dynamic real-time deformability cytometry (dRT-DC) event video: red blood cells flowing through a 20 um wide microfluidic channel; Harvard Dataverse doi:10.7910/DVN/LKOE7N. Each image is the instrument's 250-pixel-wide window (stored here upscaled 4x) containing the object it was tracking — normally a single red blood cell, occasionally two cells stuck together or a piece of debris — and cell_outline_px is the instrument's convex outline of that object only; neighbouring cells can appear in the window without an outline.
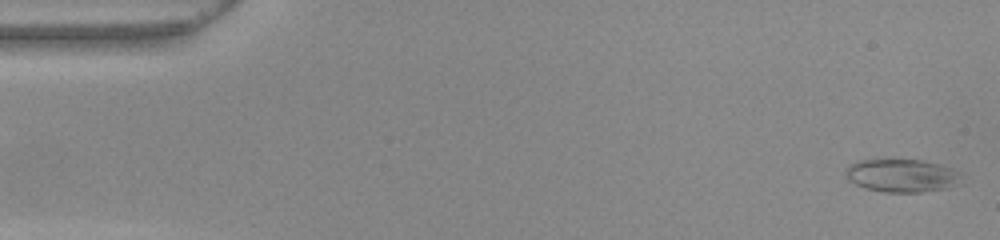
{"species": "common noctule bat (a hibernating species)", "species_latin": "Nyctalus noctula", "temperature_condition": "warm", "stored_images_in_passage": 53, "camera_frame_rate_fps": 3000, "um_per_image_px": 0.085, "animal": {"sex": "female", "body_mass_g": 22.0, "forearm_length_mm": 56.7}, "frame": {"image": 1, "passage_image": 2, "time_ms": 0.333, "image_size_px": [1000, 240], "cell_outline_px": [[960, 184], [948, 188], [920, 192], [884, 192], [864, 188], [848, 180], [844, 176], [844, 168], [848, 164], [860, 160], [880, 156], [888, 156], [924, 160], [952, 168], [960, 172]], "centroid_in_image_um": [76.58, 14.86], "position_along_channel_um": 8.4, "area_um2": 23.58}}
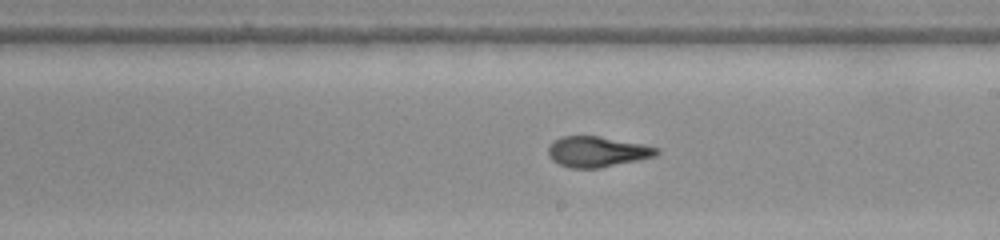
{"frame": {"image": 2, "passage_image": 30, "time_ms": 9.667, "image_size_px": [1000, 240], "cell_outline_px": [[660, 152], [656, 156], [640, 160], [600, 168], [568, 168], [552, 160], [548, 156], [548, 148], [560, 136], [600, 136], [660, 148]], "centroid_in_image_um": [50.77, 12.9], "position_along_channel_um": 238.2, "area_um2": 19.31}}
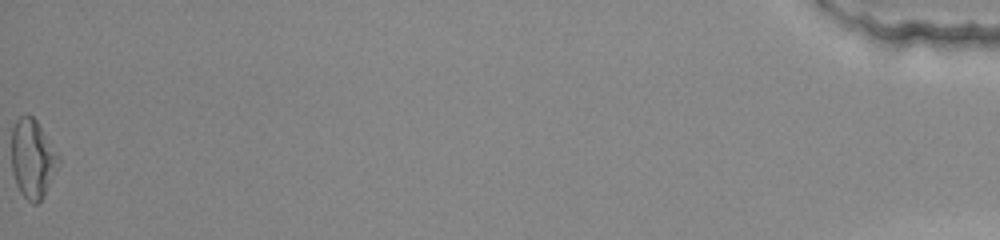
{"frame": {"image": 3, "passage_image": 53, "time_ms": 17.333, "image_size_px": [1000, 240], "cell_outline_px": [[60, 160], [44, 196], [36, 204], [32, 204], [20, 192], [16, 184], [12, 172], [12, 128], [16, 120], [20, 116], [32, 116], [36, 120], [60, 156]], "centroid_in_image_um": [2.76, 13.5], "position_along_channel_um": 432.4, "area_um2": 21.39}, "authors_computed_cell_mechanics": {"area_um2": 20.23, "velocity_mm_per_s": 3.9084, "shape_relaxation_time_tau1_ms": 5.8392, "shape_relaxation_time_tau2_ms": 1.8391, "deformation_change_tau1": 0.2063, "deformation_change_tau2": 0.1025}}